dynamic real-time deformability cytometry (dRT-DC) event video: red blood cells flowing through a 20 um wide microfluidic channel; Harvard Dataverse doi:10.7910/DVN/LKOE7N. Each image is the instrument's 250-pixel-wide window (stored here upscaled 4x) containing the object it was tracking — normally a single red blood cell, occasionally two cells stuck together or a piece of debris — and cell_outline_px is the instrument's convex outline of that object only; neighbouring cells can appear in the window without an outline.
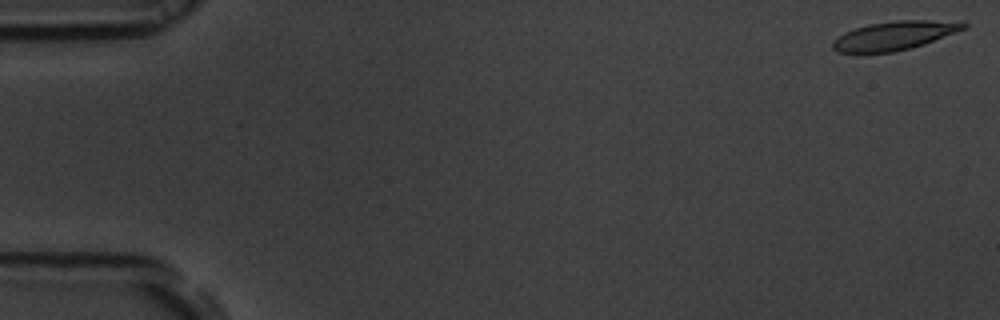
{"species": "common noctule bat (a hibernating species)", "species_latin": "Nyctalus noctula", "temperature_condition": "room temperature", "stored_images_in_passage": 55, "camera_frame_rate_fps": 3000, "um_per_image_px": 0.085, "animal": {"sex": "male", "body_mass_g": 19.5, "forearm_length_mm": 54.6}, "frame": {"image": 1, "passage_image": 1, "time_ms": 0.0, "image_size_px": [1000, 320], "cell_outline_px": [[968, 28], [924, 44], [892, 52], [836, 52], [832, 48], [832, 40], [844, 32], [868, 24], [892, 20], [928, 20], [968, 24]], "centroid_in_image_um": [75.98, 3.02], "position_along_channel_um": 9.0, "area_um2": 21.68}}
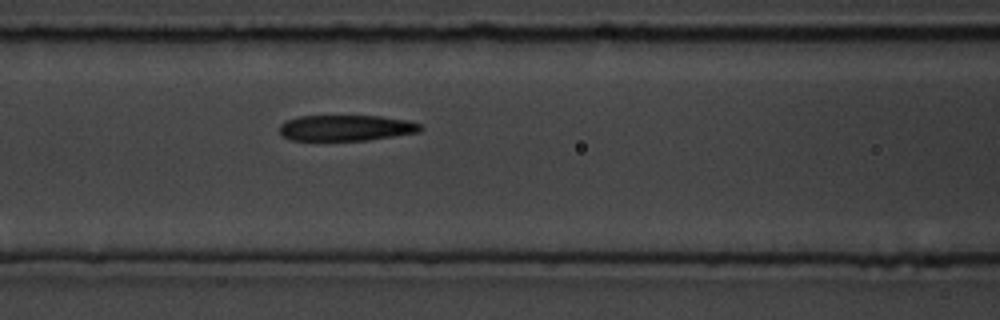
{"frame": {"image": 2, "passage_image": 23, "time_ms": 7.333, "image_size_px": [1000, 320], "cell_outline_px": [[424, 128], [420, 132], [368, 140], [288, 140], [280, 132], [280, 124], [284, 120], [296, 116], [380, 116], [408, 120], [420, 124]], "centroid_in_image_um": [29.41, 10.86], "position_along_channel_um": 137.2, "area_um2": 21.39}}
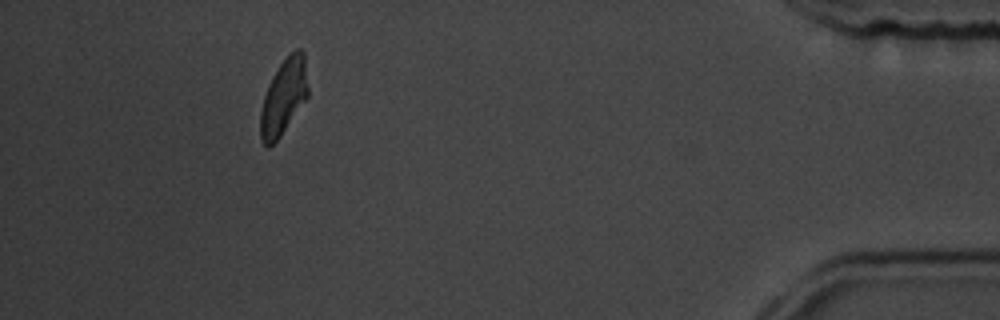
{"frame": {"image": 3, "passage_image": 50, "time_ms": 16.333, "image_size_px": [1000, 320], "cell_outline_px": [[308, 96], [280, 136], [268, 148], [260, 140], [260, 112], [264, 96], [268, 84], [272, 76], [280, 64], [296, 48], [300, 48], [304, 52], [308, 88]], "centroid_in_image_um": [24.1, 8.24], "position_along_channel_um": 411.1, "area_um2": 20.81}, "authors_computed_cell_mechanics": {"area_um2": 22.3108, "velocity_mm_per_s": 3.7047, "shape_relaxation_time_tau1_ms": 3.9311, "shape_relaxation_time_tau2_ms": 3.2719, "deformation_change_tau1": 0.1478, "deformation_change_tau2": 0.1065}}